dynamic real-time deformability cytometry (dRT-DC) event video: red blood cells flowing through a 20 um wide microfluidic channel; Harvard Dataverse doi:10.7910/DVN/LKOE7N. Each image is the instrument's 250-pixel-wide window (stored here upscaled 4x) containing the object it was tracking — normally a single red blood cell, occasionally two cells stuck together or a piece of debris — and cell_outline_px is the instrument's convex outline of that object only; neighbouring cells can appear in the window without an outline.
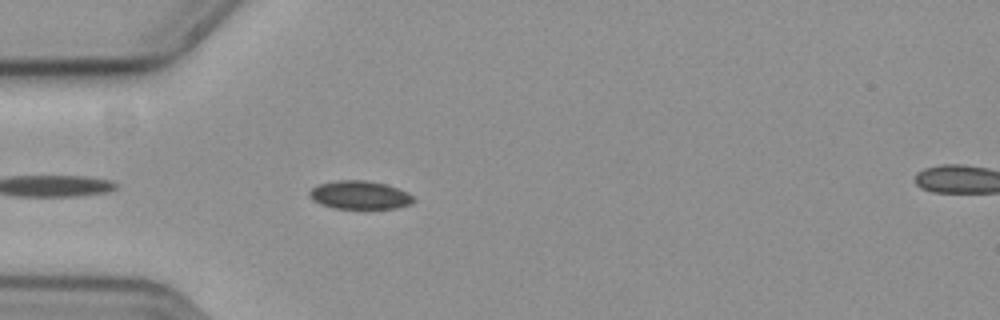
{"species": "common noctule bat (a hibernating species)", "species_latin": "Nyctalus noctula", "temperature_condition": "cold", "stored_images_in_passage": 22, "camera_frame_rate_fps": 3000, "um_per_image_px": 0.085, "animal": {"sex": "female", "body_mass_g": 19.3, "forearm_length_mm": 54.1}, "frame": {"image": 1, "passage_image": 4, "time_ms": 1.0, "image_size_px": [1000, 320], "cell_outline_px": [[416, 200], [412, 204], [396, 208], [332, 208], [320, 204], [312, 200], [308, 196], [308, 192], [312, 188], [320, 184], [336, 180], [368, 180], [384, 184], [396, 188], [412, 196]], "centroid_in_image_um": [30.53, 16.58], "position_along_channel_um": 54.5, "area_um2": 17.11}}
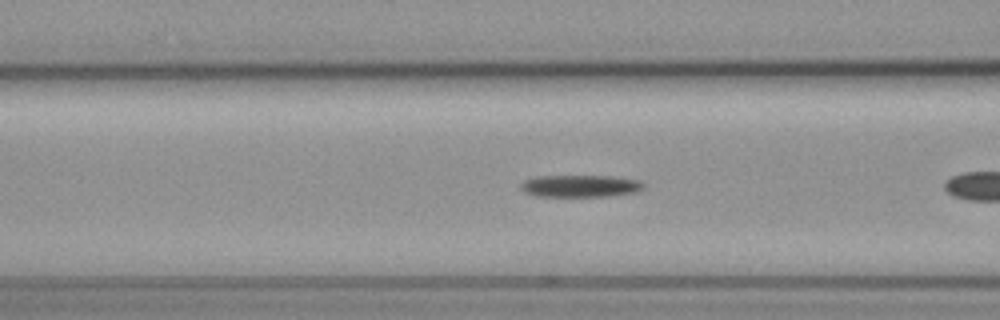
{"frame": {"image": 2, "passage_image": 7, "time_ms": 2.0, "image_size_px": [1000, 320], "cell_outline_px": [[644, 188], [636, 192], [612, 196], [536, 196], [524, 192], [520, 188], [520, 184], [524, 180], [536, 176], [608, 176], [640, 180], [644, 184]], "centroid_in_image_um": [49.32, 15.81], "position_along_channel_um": 117.3, "area_um2": 15.9}}
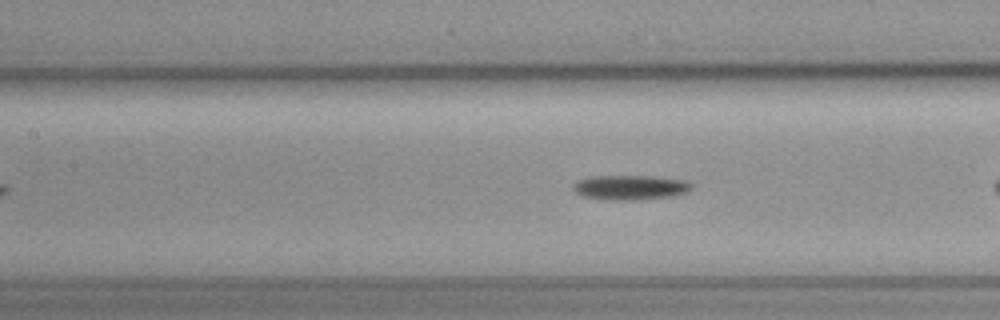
{"frame": {"image": 3, "passage_image": 10, "time_ms": 3.0, "image_size_px": [1000, 320], "cell_outline_px": [[692, 188], [688, 192], [668, 196], [632, 200], [608, 200], [584, 196], [576, 192], [572, 188], [572, 184], [576, 180], [592, 176], [648, 176], [680, 180], [692, 184]], "centroid_in_image_um": [53.49, 15.93], "position_along_channel_um": 153.9, "area_um2": 16.76}}